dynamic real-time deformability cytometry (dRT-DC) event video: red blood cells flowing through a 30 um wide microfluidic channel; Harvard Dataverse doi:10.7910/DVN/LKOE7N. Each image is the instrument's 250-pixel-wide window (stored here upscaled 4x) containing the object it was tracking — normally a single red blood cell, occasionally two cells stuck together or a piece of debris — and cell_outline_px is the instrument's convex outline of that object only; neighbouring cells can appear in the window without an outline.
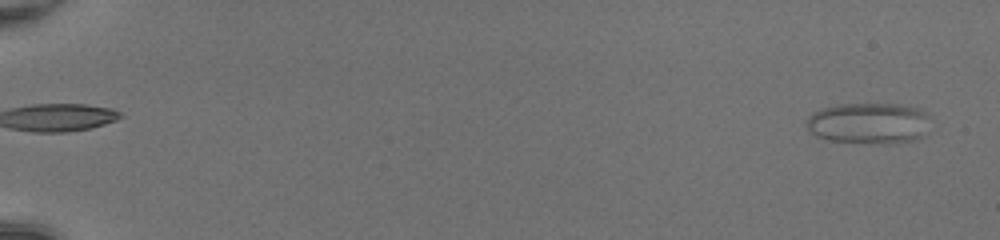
{"species": "common noctule bat (a hibernating species)", "species_latin": "Nyctalus noctula", "temperature_condition": "room temperature", "stored_images_in_passage": 51, "camera_frame_rate_fps": 3000, "um_per_image_px": 0.085, "animal": {"sex": "female", "body_mass_g": 20.0, "forearm_length_mm": 54.0}, "frame": {"image": 1, "passage_image": 2, "time_ms": 0.333, "image_size_px": [1000, 240], "cell_outline_px": [[928, 116], [920, 136], [912, 140], [888, 144], [876, 144], [828, 140], [816, 136], [808, 128], [808, 116], [812, 112], [820, 108], [836, 104], [900, 104], [920, 108], [928, 112]], "centroid_in_image_um": [73.79, 10.46], "position_along_channel_um": 11.2, "area_um2": 29.54}}
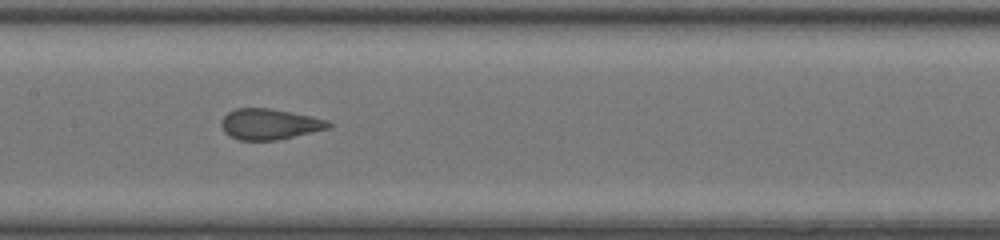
{"frame": {"image": 2, "passage_image": 28, "time_ms": 9.0, "image_size_px": [1000, 240], "cell_outline_px": [[332, 124], [328, 128], [276, 140], [240, 140], [228, 136], [224, 132], [220, 124], [220, 120], [228, 112], [236, 108], [268, 108], [292, 112], [312, 116], [328, 120]], "centroid_in_image_um": [22.86, 10.54], "position_along_channel_um": 184.5, "area_um2": 19.19}}
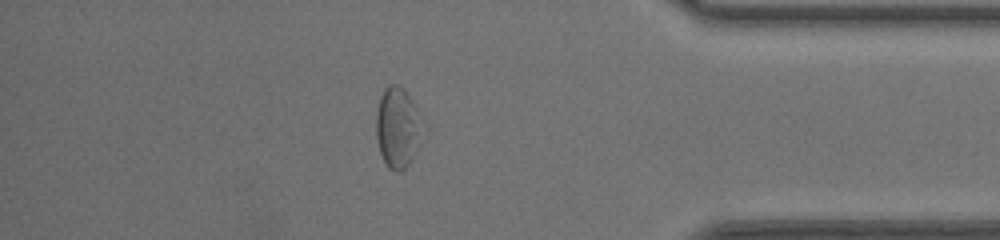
{"frame": {"image": 3, "passage_image": 45, "time_ms": 14.667, "image_size_px": [1000, 240], "cell_outline_px": [[428, 132], [420, 148], [408, 164], [400, 172], [396, 172], [388, 168], [380, 152], [376, 136], [376, 112], [380, 96], [384, 88], [388, 84], [400, 84], [404, 88], [412, 100], [424, 120], [428, 128]], "centroid_in_image_um": [33.89, 10.83], "position_along_channel_um": 401.3, "area_um2": 23.06}, "authors_computed_cell_mechanics": {"area_um2": 21.7328, "velocity_mm_per_s": 4.2217, "shape_relaxation_time_tau1_ms": null, "shape_relaxation_time_tau2_ms": 0.727, "deformation_change_tau1": null, "deformation_change_tau2": 0.0779}}